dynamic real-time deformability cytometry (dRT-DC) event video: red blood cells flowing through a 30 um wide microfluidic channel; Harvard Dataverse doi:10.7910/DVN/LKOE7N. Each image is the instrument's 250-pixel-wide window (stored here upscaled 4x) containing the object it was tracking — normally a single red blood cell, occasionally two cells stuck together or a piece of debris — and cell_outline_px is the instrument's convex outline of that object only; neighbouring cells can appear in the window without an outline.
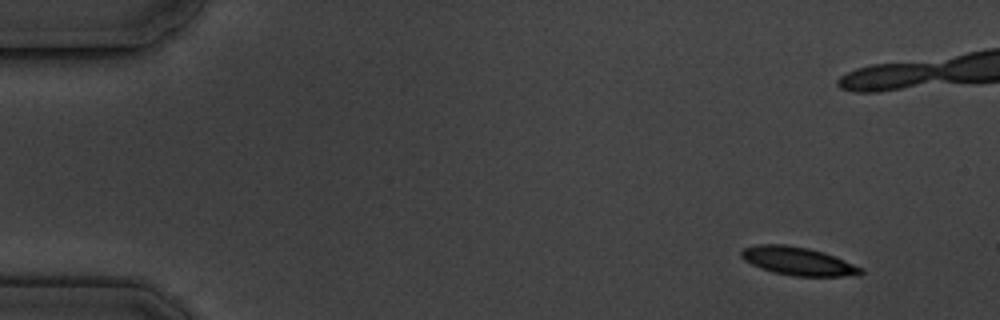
{"species": "common noctule bat (a hibernating species)", "species_latin": "Nyctalus noctula", "temperature_condition": "cold", "stored_images_in_passage": 11, "camera_frame_rate_fps": 3000, "um_per_image_px": 0.085, "animal": {"sex": "male", "body_mass_g": 19.5, "forearm_length_mm": 54.6}, "frame": {"image": 1, "passage_image": 1, "time_ms": 0.0, "image_size_px": [1000, 320], "cell_outline_px": [[864, 272], [860, 276], [792, 276], [772, 272], [760, 268], [744, 260], [740, 256], [740, 252], [744, 248], [756, 244], [784, 244], [808, 248], [824, 252], [836, 256], [864, 268]], "centroid_in_image_um": [67.87, 22.2], "position_along_channel_um": 17.1, "area_um2": 20.0}}